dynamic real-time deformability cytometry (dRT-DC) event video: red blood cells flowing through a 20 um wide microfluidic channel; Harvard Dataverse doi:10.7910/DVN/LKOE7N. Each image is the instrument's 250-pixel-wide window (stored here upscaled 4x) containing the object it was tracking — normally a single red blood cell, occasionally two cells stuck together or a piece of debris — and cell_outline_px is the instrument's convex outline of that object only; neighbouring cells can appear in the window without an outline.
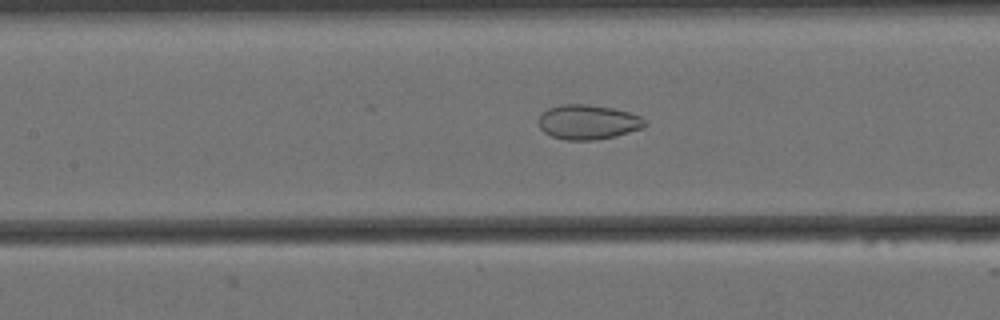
{"species": "Egyptian fruit bat (a non-hibernating species)", "species_latin": "Rousettus aegyptiacus", "temperature_condition": "cold", "stored_images_in_passage": 57, "camera_frame_rate_fps": 3000, "um_per_image_px": 0.085, "animal": {"sex": "female"}, "frame": {"image": 1, "passage_image": 24, "time_ms": 7.667, "image_size_px": [1000, 320], "cell_outline_px": [[648, 124], [644, 128], [616, 136], [592, 140], [564, 140], [552, 136], [544, 132], [540, 128], [540, 116], [548, 108], [560, 104], [588, 104], [612, 108], [628, 112], [640, 116]], "centroid_in_image_um": [50.0, 10.38], "position_along_channel_um": 157.4, "area_um2": 21.44}}
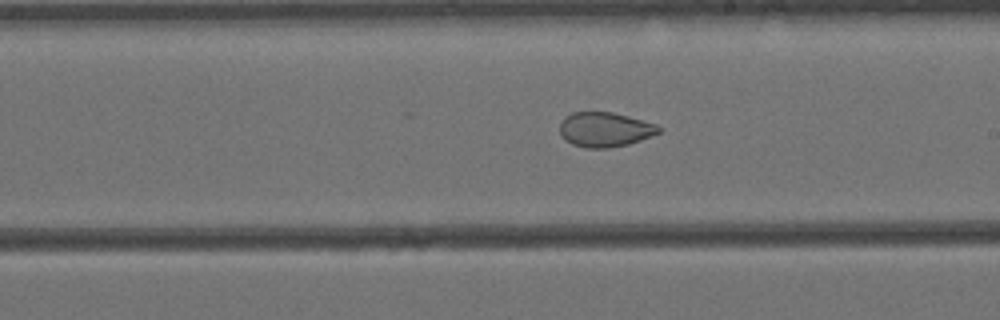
{"frame": {"image": 2, "passage_image": 31, "time_ms": 10.0, "image_size_px": [1000, 320], "cell_outline_px": [[664, 128], [660, 132], [640, 140], [628, 144], [608, 148], [588, 148], [572, 144], [564, 140], [560, 136], [560, 124], [564, 116], [572, 112], [612, 112], [628, 116], [656, 124]], "centroid_in_image_um": [51.4, 11.01], "position_along_channel_um": 237.6, "area_um2": 20.11}}
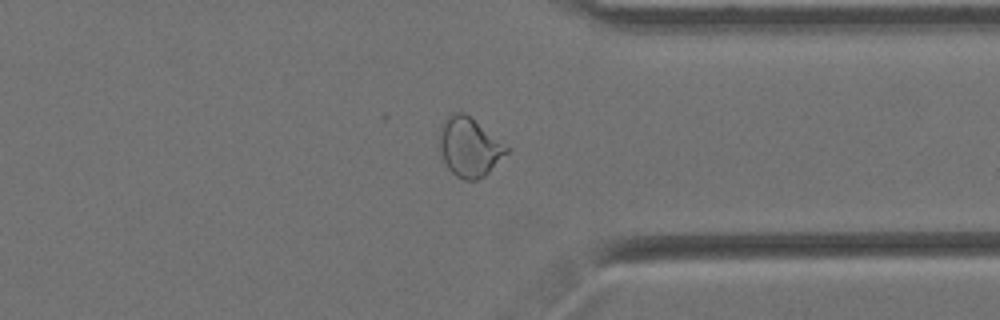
{"frame": {"image": 3, "passage_image": 43, "time_ms": 14.0, "image_size_px": [1000, 320], "cell_outline_px": [[512, 148], [484, 176], [476, 180], [464, 180], [456, 176], [448, 168], [444, 160], [440, 148], [440, 136], [444, 120], [452, 112], [464, 112]], "centroid_in_image_um": [39.93, 12.5], "position_along_channel_um": 371.5, "area_um2": 22.89}, "authors_computed_cell_mechanics": {"area_um2": 24.7384, "velocity_mm_per_s": 3.4495, "shape_relaxation_time_tau1_ms": null, "shape_relaxation_time_tau2_ms": 1.8915, "deformation_change_tau1": null, "deformation_change_tau2": 0.0626}}